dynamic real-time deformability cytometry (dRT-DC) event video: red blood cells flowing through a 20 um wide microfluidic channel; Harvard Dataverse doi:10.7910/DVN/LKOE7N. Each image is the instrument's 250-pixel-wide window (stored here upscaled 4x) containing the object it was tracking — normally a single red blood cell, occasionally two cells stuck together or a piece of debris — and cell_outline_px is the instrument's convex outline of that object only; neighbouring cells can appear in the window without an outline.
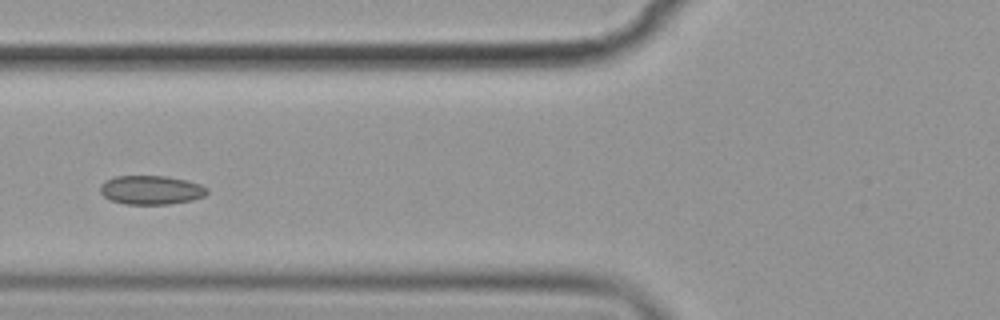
{"species": "common noctule bat (a hibernating species)", "species_latin": "Nyctalus noctula", "temperature_condition": "cold", "stored_images_in_passage": 10, "camera_frame_rate_fps": 3000, "um_per_image_px": 0.085, "animal": {"sex": "female", "body_mass_g": 19.9}, "frame": {"image": 1, "passage_image": 5, "time_ms": 5.0, "image_size_px": [1000, 320], "cell_outline_px": [[208, 192], [204, 196], [192, 200], [168, 204], [124, 204], [112, 200], [104, 196], [100, 192], [100, 184], [116, 176], [168, 176], [200, 184], [208, 188]], "centroid_in_image_um": [12.85, 16.15], "position_along_channel_um": 112.9, "area_um2": 17.92}}
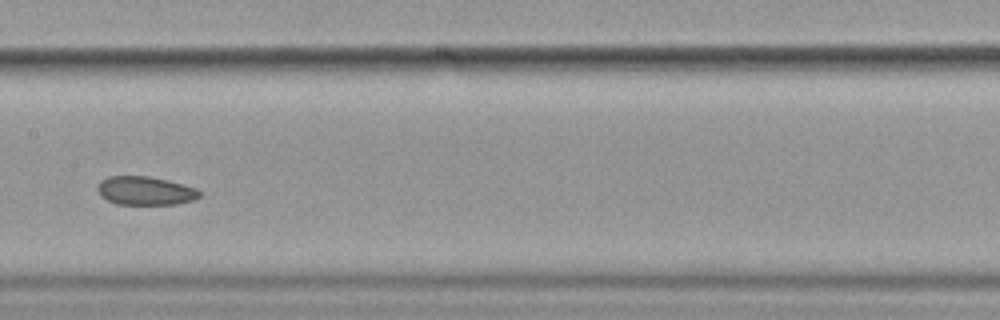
{"frame": {"image": 2, "passage_image": 7, "time_ms": 7.333, "image_size_px": [1000, 320], "cell_outline_px": [[204, 192], [200, 196], [192, 200], [176, 204], [116, 204], [100, 196], [96, 188], [100, 180], [108, 176], [148, 176], [196, 188]], "centroid_in_image_um": [12.32, 16.21], "position_along_channel_um": 195.1, "area_um2": 16.94}}
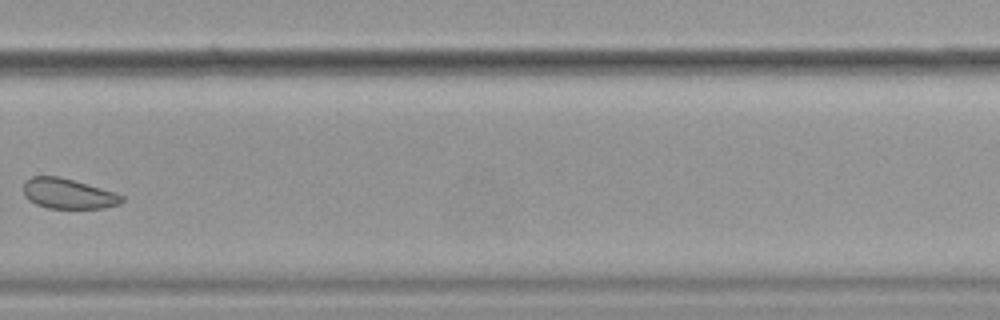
{"frame": {"image": 3, "passage_image": 10, "time_ms": 11.0, "image_size_px": [1000, 320], "cell_outline_px": [[124, 200], [120, 204], [104, 208], [48, 208], [36, 204], [28, 200], [24, 196], [24, 180], [32, 176], [60, 176], [116, 192], [124, 196]], "centroid_in_image_um": [5.8, 16.45], "position_along_channel_um": 324.0, "area_um2": 17.51}}